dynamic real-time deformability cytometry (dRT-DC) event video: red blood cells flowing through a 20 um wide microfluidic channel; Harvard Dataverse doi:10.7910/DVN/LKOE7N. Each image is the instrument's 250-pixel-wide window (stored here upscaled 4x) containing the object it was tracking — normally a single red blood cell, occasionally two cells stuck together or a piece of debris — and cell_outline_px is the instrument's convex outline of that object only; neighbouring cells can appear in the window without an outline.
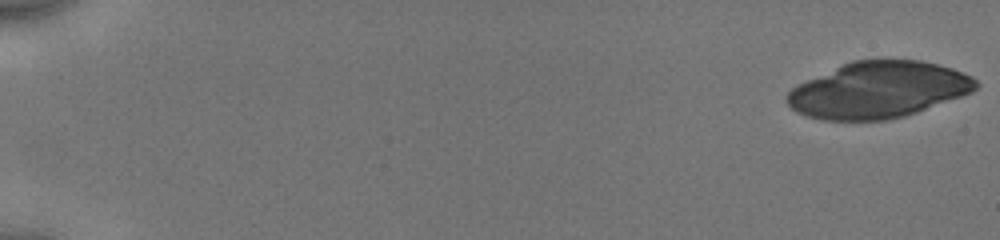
{"species": "human", "species_latin": "Homo sapiens", "temperature_condition": "cold", "stored_images_in_passage": 29, "camera_frame_rate_fps": 3000, "um_per_image_px": 0.085, "donor": {"sex": "male"}, "frame": {"image": 1, "passage_image": 1, "time_ms": 0.0, "image_size_px": [1000, 240], "cell_outline_px": [[980, 84], [972, 92], [916, 112], [904, 116], [884, 120], [824, 120], [804, 116], [796, 112], [784, 100], [784, 96], [796, 84], [852, 60], [920, 60], [952, 68], [972, 76]], "centroid_in_image_um": [74.62, 7.64], "position_along_channel_um": 10.4, "area_um2": 61.9}}
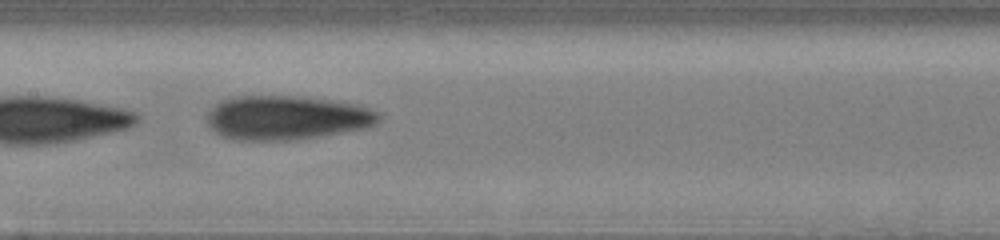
{"frame": {"image": 2, "passage_image": 28, "time_ms": 9.333, "image_size_px": [1000, 240], "cell_outline_px": [[384, 116], [376, 124], [368, 128], [292, 140], [236, 140], [220, 136], [208, 124], [208, 112], [220, 100], [228, 96], [300, 96], [356, 104], [380, 112]], "centroid_in_image_um": [24.38, 10.0], "position_along_channel_um": 183.0, "area_um2": 44.39}}